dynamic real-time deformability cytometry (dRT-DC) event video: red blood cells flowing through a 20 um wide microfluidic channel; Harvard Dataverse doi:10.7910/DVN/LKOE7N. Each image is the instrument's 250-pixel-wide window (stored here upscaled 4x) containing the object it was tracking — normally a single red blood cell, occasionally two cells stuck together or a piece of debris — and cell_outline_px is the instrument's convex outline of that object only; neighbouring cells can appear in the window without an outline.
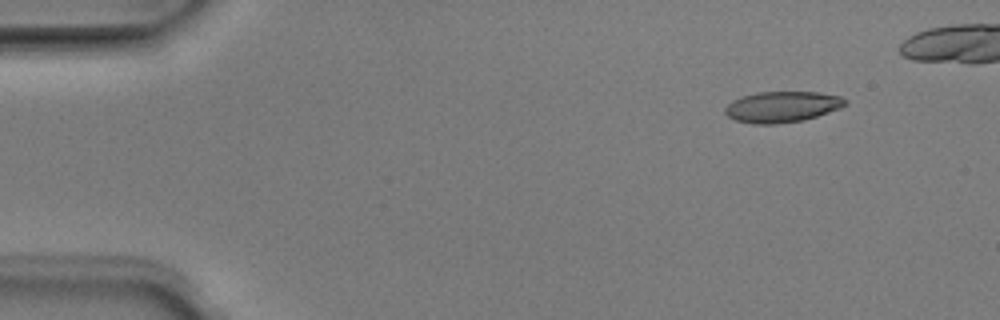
{"species": "Egyptian fruit bat (a non-hibernating species)", "species_latin": "Rousettus aegyptiacus", "temperature_condition": "room temperature", "stored_images_in_passage": 5, "camera_frame_rate_fps": 3000, "um_per_image_px": 0.085, "animal": {"sex": "male"}, "frame": {"image": 1, "passage_image": 1, "time_ms": 0.0, "image_size_px": [1000, 320], "cell_outline_px": [[848, 104], [840, 108], [804, 120], [776, 124], [752, 124], [736, 120], [728, 116], [724, 112], [724, 108], [732, 100], [740, 96], [756, 92], [820, 92], [840, 96], [848, 100]], "centroid_in_image_um": [66.47, 9.07], "position_along_channel_um": 18.5, "area_um2": 21.85}}